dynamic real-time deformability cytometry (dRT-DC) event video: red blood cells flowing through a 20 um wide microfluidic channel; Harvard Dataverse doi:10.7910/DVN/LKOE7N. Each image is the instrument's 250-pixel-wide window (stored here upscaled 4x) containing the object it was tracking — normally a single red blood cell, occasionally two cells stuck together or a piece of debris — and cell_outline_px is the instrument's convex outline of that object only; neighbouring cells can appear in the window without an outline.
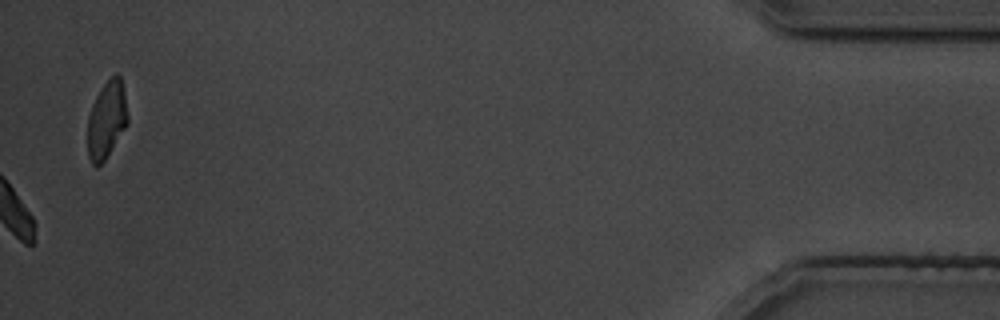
{"species": "common noctule bat (a hibernating species)", "species_latin": "Nyctalus noctula", "temperature_condition": "cold", "stored_images_in_passage": 35, "camera_frame_rate_fps": 3000, "um_per_image_px": 0.085, "animal": {"sex": "male", "body_mass_g": 19.5, "forearm_length_mm": 54.6}, "frame": {"image": 1, "passage_image": 35, "time_ms": 40.0, "image_size_px": [1000, 320], "cell_outline_px": [[128, 124], [104, 160], [96, 168], [92, 164], [88, 156], [88, 116], [92, 104], [96, 96], [104, 84], [116, 72], [120, 76], [124, 92], [128, 116]], "centroid_in_image_um": [9.06, 10.18], "position_along_channel_um": 426.1, "area_um2": 17.92}}